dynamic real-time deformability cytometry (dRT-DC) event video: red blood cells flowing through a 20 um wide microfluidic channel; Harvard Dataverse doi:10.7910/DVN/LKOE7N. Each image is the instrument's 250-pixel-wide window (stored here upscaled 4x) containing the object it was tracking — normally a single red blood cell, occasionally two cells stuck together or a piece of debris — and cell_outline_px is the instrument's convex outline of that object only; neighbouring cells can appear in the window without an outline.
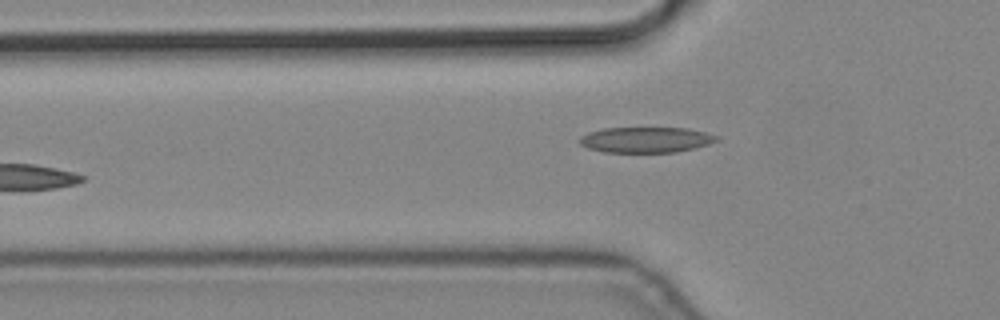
{"species": "common noctule bat (a hibernating species)", "species_latin": "Nyctalus noctula", "temperature_condition": "cold", "stored_images_in_passage": 4, "camera_frame_rate_fps": 3000, "um_per_image_px": 0.085, "animal": {"sex": "male", "body_mass_g": 19.2, "forearm_length_mm": 51.8}, "frame": {"image": 1, "passage_image": 4, "time_ms": 1.0, "image_size_px": [1000, 320], "cell_outline_px": [[720, 140], [696, 148], [676, 152], [604, 152], [588, 148], [580, 144], [576, 140], [580, 136], [588, 132], [604, 128], [688, 128], [720, 136]], "centroid_in_image_um": [54.9, 11.88], "position_along_channel_um": 70.9, "area_um2": 20.63}}